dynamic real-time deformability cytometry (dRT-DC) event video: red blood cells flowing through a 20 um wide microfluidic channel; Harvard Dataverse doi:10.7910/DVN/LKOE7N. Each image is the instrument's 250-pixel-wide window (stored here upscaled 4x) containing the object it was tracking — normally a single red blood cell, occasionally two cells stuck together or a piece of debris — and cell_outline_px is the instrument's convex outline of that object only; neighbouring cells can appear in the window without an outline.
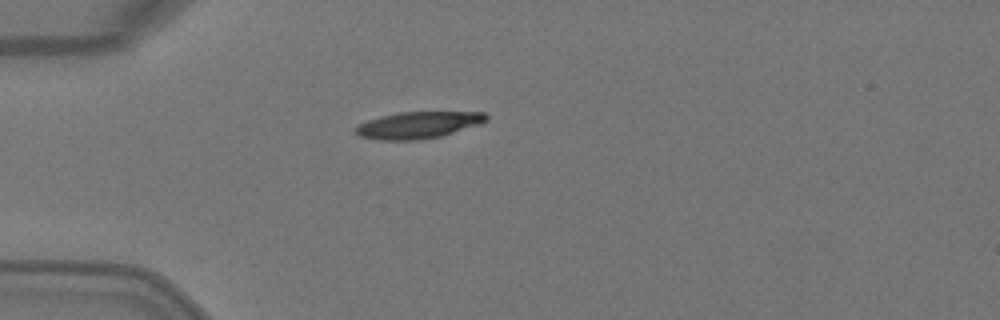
{"species": "Egyptian fruit bat (a non-hibernating species)", "species_latin": "Rousettus aegyptiacus", "temperature_condition": "warm", "stored_images_in_passage": 2, "camera_frame_rate_fps": 3000, "um_per_image_px": 0.085, "animal": {"sex": "female"}, "frame": {"image": 1, "passage_image": 1, "time_ms": 0.0, "image_size_px": [1000, 320], "cell_outline_px": [[488, 120], [480, 124], [440, 136], [420, 140], [380, 140], [360, 136], [352, 128], [356, 124], [380, 116], [396, 112], [484, 112], [488, 116]], "centroid_in_image_um": [35.51, 10.62], "position_along_channel_um": 49.5, "area_um2": 20.46}}